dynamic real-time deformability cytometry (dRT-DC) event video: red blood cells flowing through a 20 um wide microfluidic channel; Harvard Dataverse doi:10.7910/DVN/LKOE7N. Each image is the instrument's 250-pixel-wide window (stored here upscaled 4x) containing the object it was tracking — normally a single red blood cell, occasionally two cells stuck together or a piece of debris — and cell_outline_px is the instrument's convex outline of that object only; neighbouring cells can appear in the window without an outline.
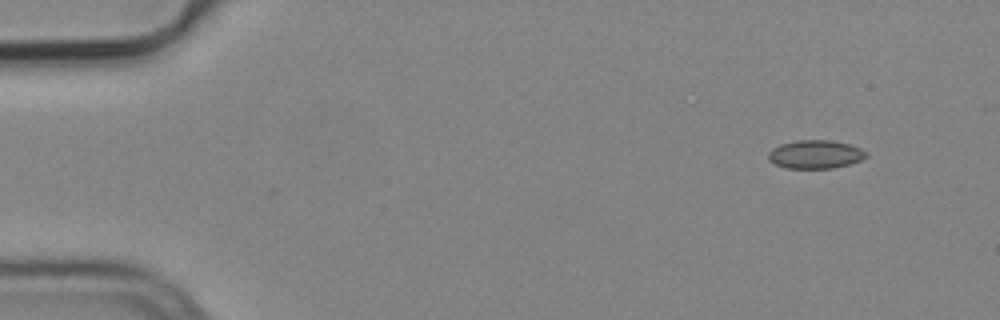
{"species": "common noctule bat (a hibernating species)", "species_latin": "Nyctalus noctula", "temperature_condition": "cold", "stored_images_in_passage": 3, "camera_frame_rate_fps": 3000, "um_per_image_px": 0.085, "animal": {"sex": "male", "body_mass_g": 19.2, "forearm_length_mm": 51.8}, "frame": {"image": 1, "passage_image": 3, "time_ms": 0.667, "image_size_px": [1000, 320], "cell_outline_px": [[868, 156], [860, 160], [848, 164], [832, 168], [784, 168], [768, 160], [768, 152], [772, 148], [780, 144], [796, 140], [828, 140], [848, 144], [860, 148], [868, 152]], "centroid_in_image_um": [69.28, 13.12], "position_along_channel_um": 15.7, "area_um2": 16.18}}